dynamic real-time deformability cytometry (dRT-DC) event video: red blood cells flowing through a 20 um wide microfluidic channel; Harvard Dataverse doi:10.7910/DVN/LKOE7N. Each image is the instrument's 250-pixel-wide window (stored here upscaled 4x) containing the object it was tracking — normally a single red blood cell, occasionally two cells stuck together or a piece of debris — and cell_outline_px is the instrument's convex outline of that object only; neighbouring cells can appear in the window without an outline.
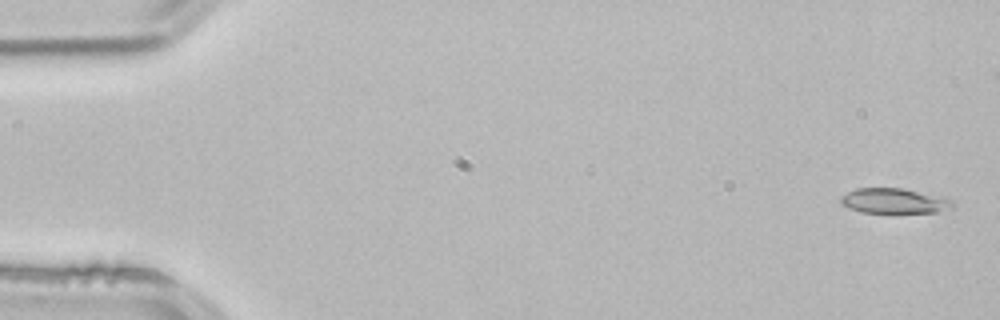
{"species": "common noctule bat (a hibernating species)", "species_latin": "Nyctalus noctula", "temperature_condition": "room temperature", "stored_images_in_passage": 5, "camera_frame_rate_fps": 3000, "um_per_image_px": 0.085, "animal": {"sex": "male", "body_mass_g": 21.5, "forearm_length_mm": 52.0}, "frame": {"image": 1, "passage_image": 1, "time_ms": 0.0, "image_size_px": [1000, 320], "cell_outline_px": [[956, 204], [952, 208], [936, 212], [860, 212], [848, 208], [840, 204], [840, 196], [856, 188], [904, 188], [944, 196], [952, 200]], "centroid_in_image_um": [76.03, 17.06], "position_along_channel_um": 9.0, "area_um2": 16.59}}